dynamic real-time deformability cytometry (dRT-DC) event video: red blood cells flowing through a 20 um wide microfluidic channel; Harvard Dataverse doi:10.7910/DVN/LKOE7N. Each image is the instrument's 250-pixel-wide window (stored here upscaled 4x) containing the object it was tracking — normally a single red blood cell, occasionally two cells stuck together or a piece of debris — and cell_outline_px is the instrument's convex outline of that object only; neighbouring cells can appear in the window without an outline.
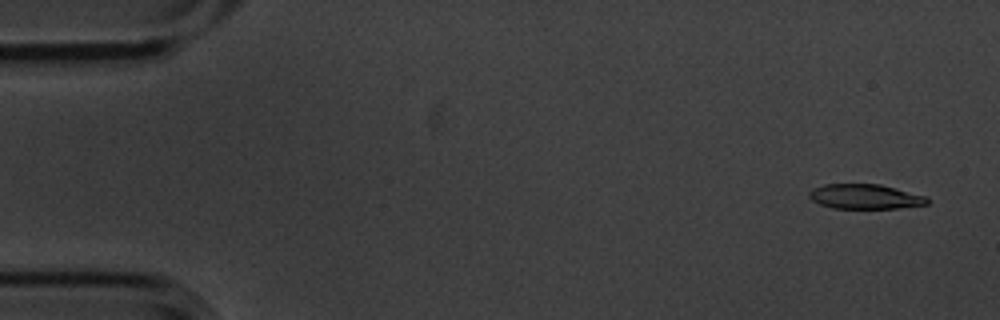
{"species": "common noctule bat (a hibernating species)", "species_latin": "Nyctalus noctula", "temperature_condition": "cold", "stored_images_in_passage": 6, "camera_frame_rate_fps": 3000, "um_per_image_px": 0.085, "animal": {"sex": "male", "body_mass_g": 20.1, "forearm_length_mm": 53.5}, "frame": {"image": 1, "passage_image": 1, "time_ms": 0.0, "image_size_px": [1000, 320], "cell_outline_px": [[928, 204], [896, 208], [832, 208], [820, 204], [812, 200], [808, 196], [808, 192], [812, 188], [824, 184], [880, 184], [928, 196]], "centroid_in_image_um": [73.52, 16.7], "position_along_channel_um": 11.5, "area_um2": 17.11}}
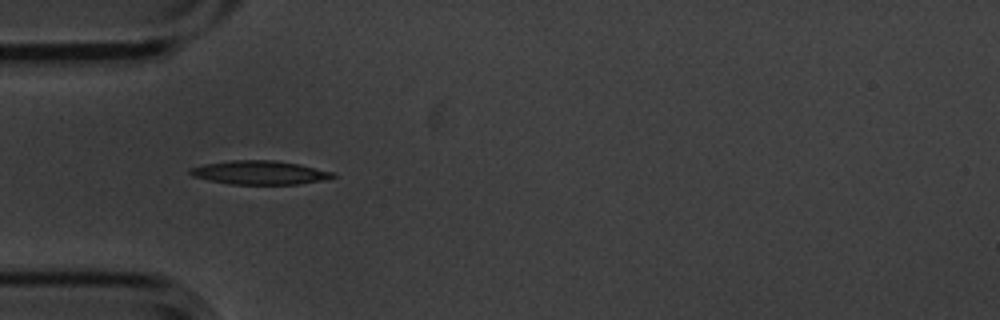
{"frame": {"image": 2, "passage_image": 5, "time_ms": 1.333, "image_size_px": [1000, 320], "cell_outline_px": [[336, 176], [324, 180], [296, 184], [232, 184], [208, 180], [192, 176], [188, 172], [188, 168], [204, 164], [232, 160], [272, 160], [300, 164], [336, 172]], "centroid_in_image_um": [22.08, 14.66], "position_along_channel_um": 62.9, "area_um2": 19.83}}
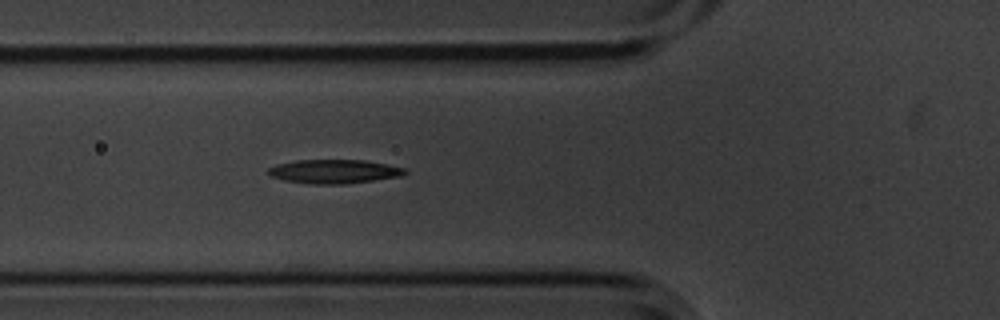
{"frame": {"image": 3, "passage_image": 6, "time_ms": 1.667, "image_size_px": [1000, 320], "cell_outline_px": [[408, 172], [400, 176], [344, 184], [312, 184], [284, 180], [272, 176], [268, 172], [268, 168], [276, 164], [296, 160], [364, 160], [388, 164], [404, 168]], "centroid_in_image_um": [28.39, 14.57], "position_along_channel_um": 97.4, "area_um2": 18.9}}